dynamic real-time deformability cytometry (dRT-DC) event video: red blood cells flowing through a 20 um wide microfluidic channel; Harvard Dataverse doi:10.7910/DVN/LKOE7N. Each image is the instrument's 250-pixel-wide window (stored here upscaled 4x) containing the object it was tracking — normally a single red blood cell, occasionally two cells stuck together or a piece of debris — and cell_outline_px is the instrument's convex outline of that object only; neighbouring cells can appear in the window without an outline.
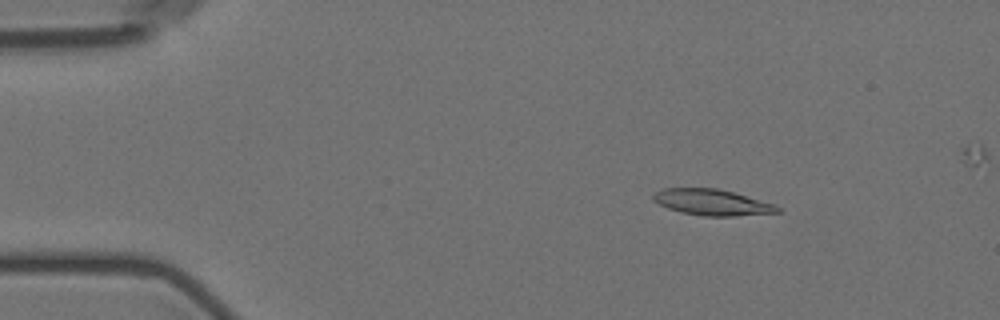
{"species": "Egyptian fruit bat (a non-hibernating species)", "species_latin": "Rousettus aegyptiacus", "temperature_condition": "room temperature", "stored_images_in_passage": 6, "camera_frame_rate_fps": 3000, "um_per_image_px": 0.085, "animal": {"sex": "female"}, "frame": {"image": 1, "passage_image": 3, "time_ms": 2.333, "image_size_px": [1000, 320], "cell_outline_px": [[784, 212], [736, 216], [704, 216], [680, 212], [668, 208], [652, 200], [652, 196], [656, 192], [664, 188], [716, 188], [732, 192], [776, 204]], "centroid_in_image_um": [60.56, 17.21], "position_along_channel_um": 24.4, "area_um2": 18.9}}